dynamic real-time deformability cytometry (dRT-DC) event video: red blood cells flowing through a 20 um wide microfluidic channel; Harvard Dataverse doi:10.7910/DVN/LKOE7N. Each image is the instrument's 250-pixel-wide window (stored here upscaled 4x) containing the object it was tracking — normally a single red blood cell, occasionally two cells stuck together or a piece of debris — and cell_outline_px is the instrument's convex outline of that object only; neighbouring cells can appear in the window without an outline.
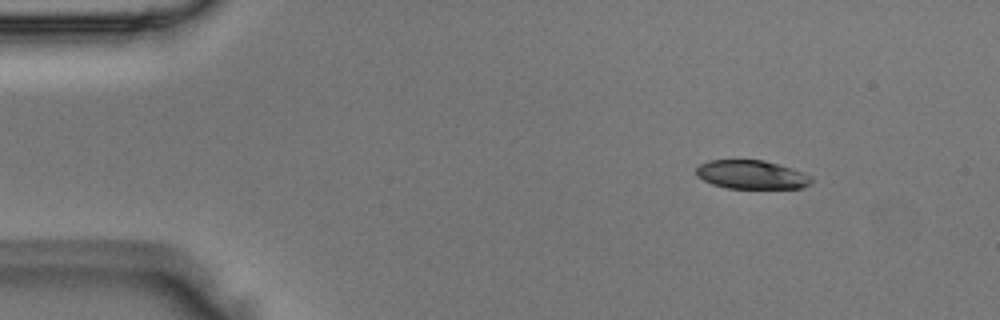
{"species": "Egyptian fruit bat (a non-hibernating species)", "species_latin": "Rousettus aegyptiacus", "temperature_condition": "room temperature", "stored_images_in_passage": 4, "segment_of_instrument_passage": [1, 2], "camera_frame_rate_fps": 3000, "um_per_image_px": 0.085, "animal": {"sex": "male"}, "frame": {"image": 1, "passage_image": 1, "time_ms": 0.0, "image_size_px": [1000, 320], "cell_outline_px": [[812, 180], [808, 184], [800, 188], [728, 188], [712, 184], [696, 176], [696, 168], [700, 164], [708, 160], [764, 160], [792, 168], [812, 176]], "centroid_in_image_um": [63.86, 14.84], "position_along_channel_um": 21.1, "area_um2": 19.19}}